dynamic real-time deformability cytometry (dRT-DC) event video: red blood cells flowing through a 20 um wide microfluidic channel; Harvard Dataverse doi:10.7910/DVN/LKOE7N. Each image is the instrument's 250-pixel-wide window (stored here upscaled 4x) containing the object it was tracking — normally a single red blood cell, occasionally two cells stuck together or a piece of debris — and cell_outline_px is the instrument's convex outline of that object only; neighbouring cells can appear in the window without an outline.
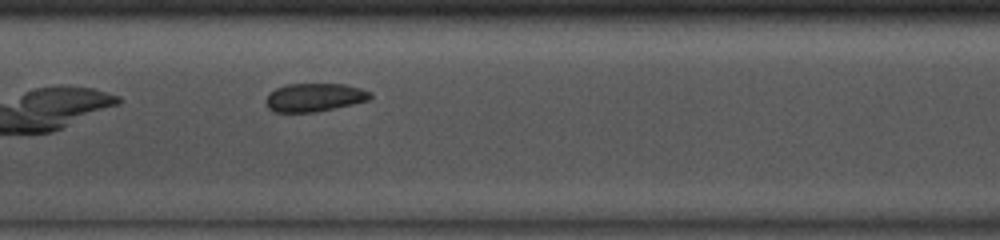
{"species": "common noctule bat (a hibernating species)", "species_latin": "Nyctalus noctula", "temperature_condition": "room temperature", "stored_images_in_passage": 22, "camera_frame_rate_fps": 3000, "um_per_image_px": 0.085, "animal": {"sex": "male", "body_mass_g": 13.0, "forearm_length_mm": 53.1}, "frame": {"image": 1, "passage_image": 10, "time_ms": 3.0, "image_size_px": [1000, 240], "cell_outline_px": [[372, 96], [368, 100], [352, 104], [316, 112], [276, 112], [268, 108], [264, 100], [276, 88], [288, 84], [344, 84], [360, 88], [372, 92]], "centroid_in_image_um": [26.73, 8.28], "position_along_channel_um": 180.7, "area_um2": 17.11}}